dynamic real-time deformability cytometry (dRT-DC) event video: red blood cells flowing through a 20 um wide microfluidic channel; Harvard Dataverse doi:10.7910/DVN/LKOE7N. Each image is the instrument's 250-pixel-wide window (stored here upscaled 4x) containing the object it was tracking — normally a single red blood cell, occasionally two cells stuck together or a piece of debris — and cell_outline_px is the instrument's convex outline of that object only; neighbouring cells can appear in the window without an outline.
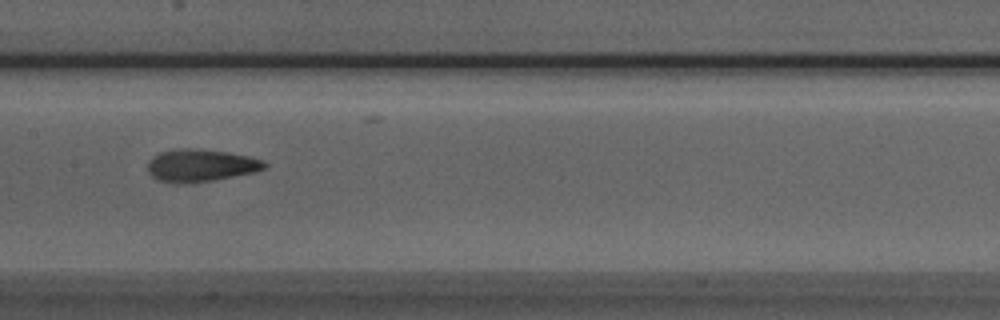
{"species": "Egyptian fruit bat (a non-hibernating species)", "species_latin": "Rousettus aegyptiacus", "temperature_condition": "room temperature", "stored_images_in_passage": 8, "camera_frame_rate_fps": 3000, "um_per_image_px": 0.085, "animal": {"sex": "male"}, "frame": {"image": 1, "passage_image": 7, "time_ms": 2.0, "image_size_px": [1000, 320], "cell_outline_px": [[268, 168], [256, 172], [216, 180], [184, 184], [180, 184], [160, 180], [152, 176], [148, 172], [148, 160], [152, 156], [160, 152], [184, 148], [192, 148], [228, 152], [248, 156], [264, 160], [268, 164]], "centroid_in_image_um": [17.1, 14.07], "position_along_channel_um": 190.3, "area_um2": 22.37}}
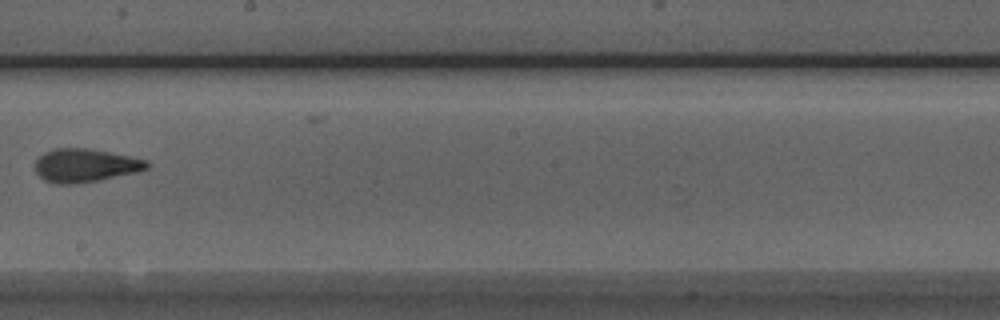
{"frame": {"image": 2, "passage_image": 8, "time_ms": 2.333, "image_size_px": [1000, 320], "cell_outline_px": [[152, 164], [148, 168], [136, 172], [100, 180], [76, 184], [56, 184], [44, 180], [36, 172], [36, 160], [44, 152], [52, 148], [88, 148], [128, 156], [144, 160]], "centroid_in_image_um": [7.22, 14.06], "position_along_channel_um": 241.0, "area_um2": 21.68}}